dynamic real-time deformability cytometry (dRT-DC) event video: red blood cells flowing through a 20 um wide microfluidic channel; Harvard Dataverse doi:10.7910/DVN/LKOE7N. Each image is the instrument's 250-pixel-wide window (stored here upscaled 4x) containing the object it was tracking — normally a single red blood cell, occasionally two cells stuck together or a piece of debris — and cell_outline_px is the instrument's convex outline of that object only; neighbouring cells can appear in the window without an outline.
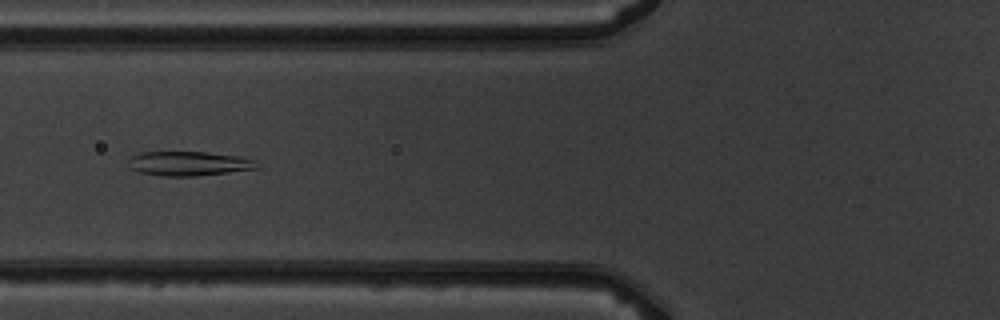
{"species": "common noctule bat (a hibernating species)", "species_latin": "Nyctalus noctula", "temperature_condition": "warm", "stored_images_in_passage": 6, "camera_frame_rate_fps": 3000, "um_per_image_px": 0.085, "animal": {"sex": "male", "body_mass_g": 19.5, "forearm_length_mm": 54.6}, "frame": {"image": 1, "passage_image": 5, "time_ms": 4.667, "image_size_px": [1000, 320], "cell_outline_px": [[260, 168], [196, 176], [160, 176], [140, 172], [132, 168], [128, 160], [132, 156], [140, 152], [204, 152], [240, 156], [252, 160]], "centroid_in_image_um": [16.03, 13.9], "position_along_channel_um": 109.8, "area_um2": 18.03}}